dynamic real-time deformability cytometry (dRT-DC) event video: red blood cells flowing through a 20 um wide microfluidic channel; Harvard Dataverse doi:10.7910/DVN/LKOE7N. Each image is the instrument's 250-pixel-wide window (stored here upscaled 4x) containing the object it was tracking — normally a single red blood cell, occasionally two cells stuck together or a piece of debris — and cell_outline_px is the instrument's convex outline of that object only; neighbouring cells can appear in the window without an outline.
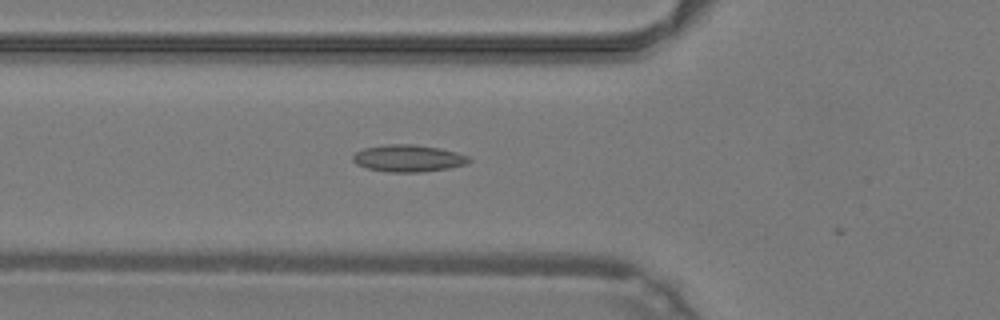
{"species": "common noctule bat (a hibernating species)", "species_latin": "Nyctalus noctula", "temperature_condition": "warm", "stored_images_in_passage": 7, "camera_frame_rate_fps": 3000, "um_per_image_px": 0.085, "animal": {"sex": "male", "body_mass_g": 19.2, "forearm_length_mm": 51.8}, "frame": {"image": 1, "passage_image": 3, "time_ms": 0.667, "image_size_px": [1000, 320], "cell_outline_px": [[472, 160], [468, 164], [448, 168], [420, 172], [388, 172], [368, 168], [356, 164], [352, 160], [352, 156], [356, 152], [364, 148], [388, 144], [416, 144], [440, 148], [456, 152], [468, 156]], "centroid_in_image_um": [34.72, 13.45], "position_along_channel_um": 91.1, "area_um2": 18.32}}
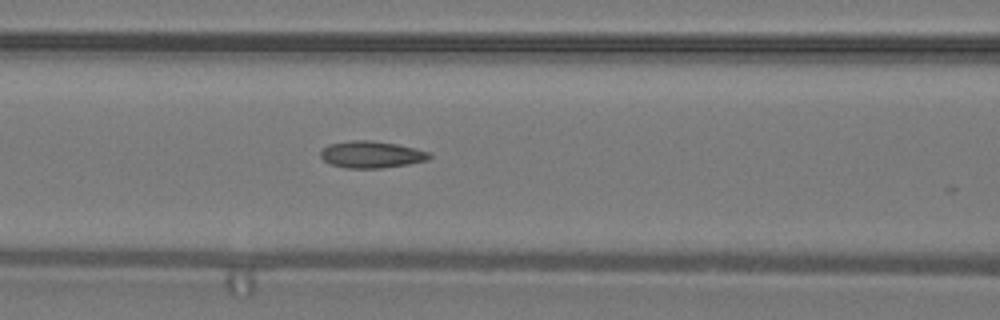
{"frame": {"image": 2, "passage_image": 6, "time_ms": 1.667, "image_size_px": [1000, 320], "cell_outline_px": [[432, 156], [428, 160], [408, 164], [380, 168], [348, 168], [332, 164], [324, 160], [320, 156], [320, 152], [328, 144], [352, 140], [372, 140], [396, 144], [416, 148], [428, 152]], "centroid_in_image_um": [31.58, 13.12], "position_along_channel_um": 135.0, "area_um2": 16.94}}